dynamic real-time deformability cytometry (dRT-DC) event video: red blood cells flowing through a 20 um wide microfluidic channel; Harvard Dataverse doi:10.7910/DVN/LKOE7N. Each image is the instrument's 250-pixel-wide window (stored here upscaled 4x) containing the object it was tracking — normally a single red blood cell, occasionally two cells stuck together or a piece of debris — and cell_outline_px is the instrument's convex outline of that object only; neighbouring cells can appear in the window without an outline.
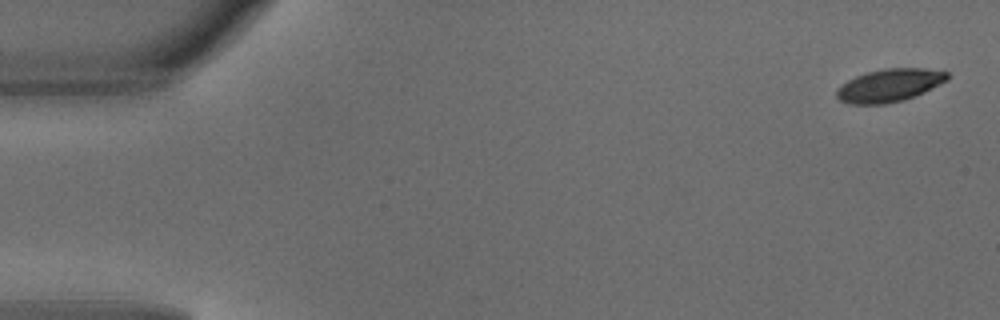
{"species": "common noctule bat (a hibernating species)", "species_latin": "Nyctalus noctula", "temperature_condition": "warm", "stored_images_in_passage": 3, "camera_frame_rate_fps": 3000, "um_per_image_px": 0.085, "animal": {"sex": "male", "body_mass_g": 18.8}, "frame": {"image": 1, "passage_image": 1, "time_ms": 0.0, "image_size_px": [1000, 320], "cell_outline_px": [[952, 76], [948, 80], [924, 92], [904, 100], [884, 104], [848, 104], [840, 100], [836, 96], [836, 88], [848, 80], [856, 76], [868, 72], [884, 68], [924, 68], [948, 72]], "centroid_in_image_um": [75.61, 7.25], "position_along_channel_um": 9.4, "area_um2": 21.33}}